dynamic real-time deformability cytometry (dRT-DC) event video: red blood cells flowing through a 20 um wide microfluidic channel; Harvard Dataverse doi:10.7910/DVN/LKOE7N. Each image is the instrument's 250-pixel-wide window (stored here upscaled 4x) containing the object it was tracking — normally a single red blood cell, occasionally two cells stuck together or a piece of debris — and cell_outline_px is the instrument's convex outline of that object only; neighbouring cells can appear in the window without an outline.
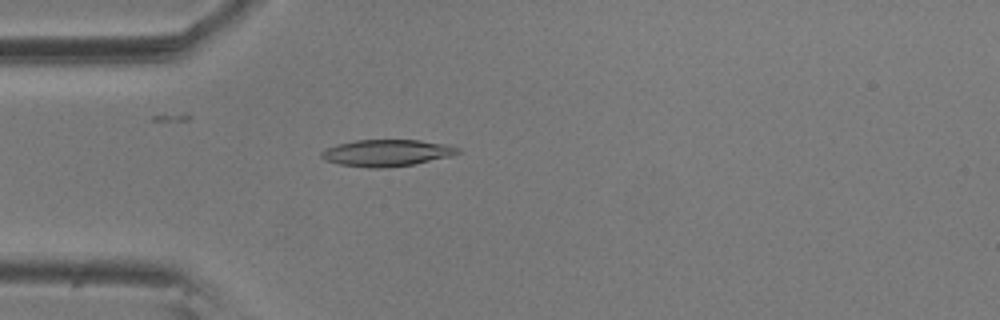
{"species": "common noctule bat (a hibernating species)", "species_latin": "Nyctalus noctula", "temperature_condition": "room temperature", "stored_images_in_passage": 5, "camera_frame_rate_fps": 3000, "um_per_image_px": 0.085, "animal": {"sex": "male", "body_mass_g": 20.5, "forearm_length_mm": 52.5}, "frame": {"image": 1, "passage_image": 5, "time_ms": 1.333, "image_size_px": [1000, 320], "cell_outline_px": [[460, 152], [452, 156], [412, 164], [388, 168], [368, 168], [340, 164], [324, 160], [320, 156], [320, 152], [336, 144], [356, 140], [420, 140], [448, 144], [460, 148]], "centroid_in_image_um": [32.88, 12.99], "position_along_channel_um": 52.1, "area_um2": 21.33}}